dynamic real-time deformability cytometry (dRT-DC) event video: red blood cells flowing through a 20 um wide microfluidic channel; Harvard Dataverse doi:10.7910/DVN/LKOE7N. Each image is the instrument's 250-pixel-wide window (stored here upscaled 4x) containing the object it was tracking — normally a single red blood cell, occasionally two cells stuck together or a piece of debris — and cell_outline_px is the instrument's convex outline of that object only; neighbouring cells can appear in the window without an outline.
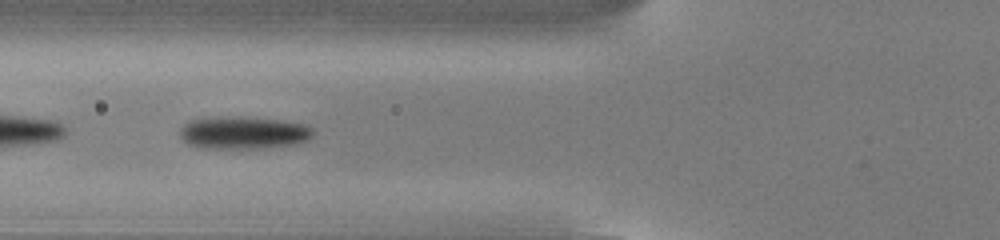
{"species": "common noctule bat (a hibernating species)", "species_latin": "Nyctalus noctula", "temperature_condition": "cold", "stored_images_in_passage": 41, "camera_frame_rate_fps": 3000, "um_per_image_px": 0.085, "animal": {"sex": "male", "body_mass_g": 13.0, "forearm_length_mm": 53.1}, "frame": {"image": 1, "passage_image": 11, "time_ms": 3.333, "image_size_px": [1000, 240], "cell_outline_px": [[312, 136], [308, 140], [296, 144], [264, 148], [196, 148], [188, 144], [180, 136], [180, 128], [184, 124], [192, 120], [276, 120], [304, 124], [312, 128]], "centroid_in_image_um": [20.72, 11.36], "position_along_channel_um": 105.1, "area_um2": 23.81}}
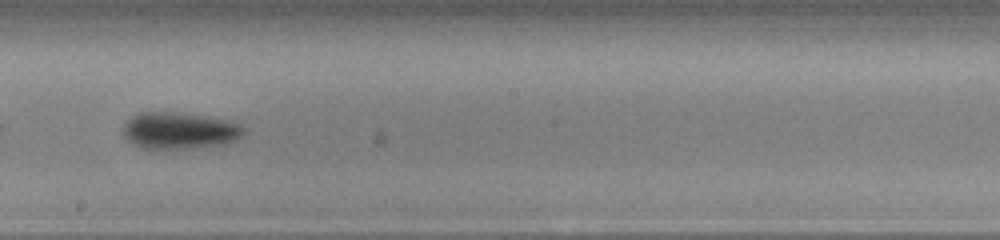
{"frame": {"image": 2, "passage_image": 21, "time_ms": 6.667, "image_size_px": [1000, 240], "cell_outline_px": [[244, 132], [236, 140], [228, 144], [192, 148], [144, 148], [128, 140], [124, 136], [124, 124], [132, 116], [140, 112], [168, 112], [228, 120], [244, 128]], "centroid_in_image_um": [15.25, 11.11], "position_along_channel_um": 232.9, "area_um2": 25.2}}
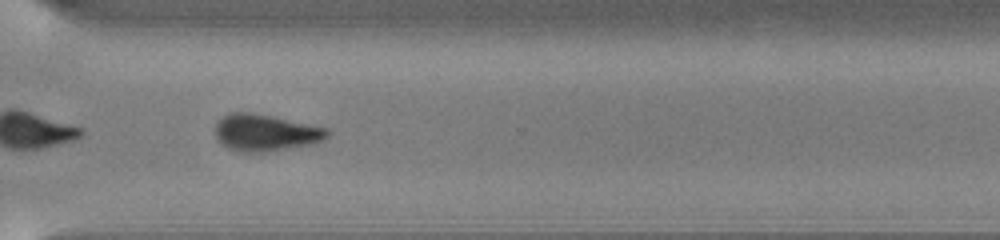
{"frame": {"image": 3, "passage_image": 30, "time_ms": 9.667, "image_size_px": [1000, 240], "cell_outline_px": [[328, 136], [312, 144], [264, 152], [236, 152], [220, 144], [216, 140], [216, 124], [224, 116], [232, 112], [252, 112], [272, 116], [328, 128]], "centroid_in_image_um": [22.52, 11.28], "position_along_channel_um": 348.1, "area_um2": 23.93}, "authors_computed_cell_mechanics": {"area_um2": 25.2008, "velocity_mm_per_s": 3.8374, "shape_relaxation_time_tau1_ms": 3.2397, "shape_relaxation_time_tau2_ms": null, "deformation_change_tau1": 0.1321, "deformation_change_tau2": null}}